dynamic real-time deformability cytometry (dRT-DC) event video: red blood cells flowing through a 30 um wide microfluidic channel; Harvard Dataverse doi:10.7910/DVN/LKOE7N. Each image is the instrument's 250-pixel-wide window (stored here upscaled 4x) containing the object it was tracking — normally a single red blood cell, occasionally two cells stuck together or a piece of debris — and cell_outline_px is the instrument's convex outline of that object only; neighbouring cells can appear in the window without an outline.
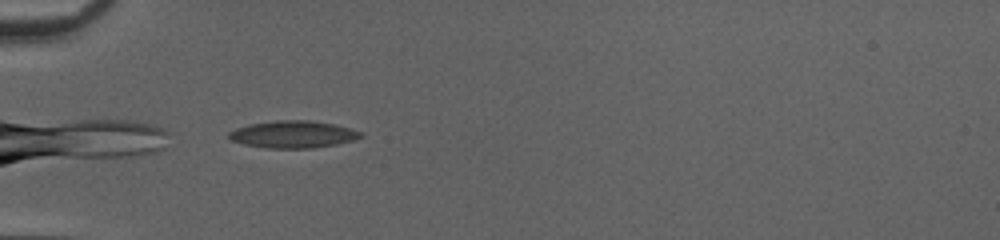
{"species": "common noctule bat (a hibernating species)", "species_latin": "Nyctalus noctula", "temperature_condition": "cold", "stored_images_in_passage": 35, "camera_frame_rate_fps": 3000, "um_per_image_px": 0.085, "animal": {"sex": "female", "body_mass_g": 20.0, "forearm_length_mm": 54.0}, "frame": {"image": 1, "passage_image": 1, "time_ms": 0.0, "image_size_px": [1000, 240], "cell_outline_px": [[364, 136], [352, 140], [336, 144], [312, 148], [264, 148], [244, 144], [232, 140], [228, 136], [228, 132], [236, 128], [248, 124], [276, 120], [308, 120], [336, 124], [364, 132]], "centroid_in_image_um": [24.92, 11.41], "position_along_channel_um": 60.1, "area_um2": 20.98}}
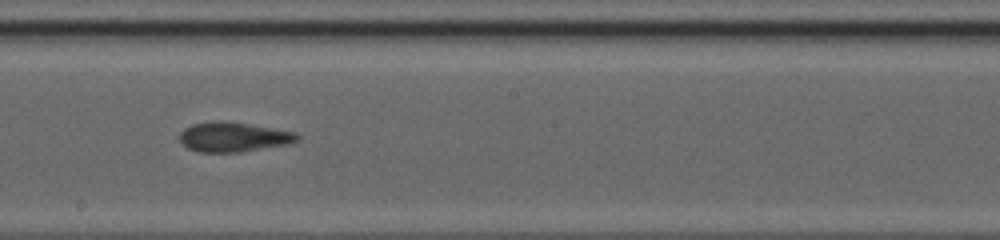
{"frame": {"image": 2, "passage_image": 14, "time_ms": 4.333, "image_size_px": [1000, 240], "cell_outline_px": [[300, 140], [288, 144], [240, 152], [200, 152], [188, 148], [180, 140], [180, 132], [184, 128], [192, 124], [212, 120], [224, 120], [296, 132], [300, 136]], "centroid_in_image_um": [19.84, 11.63], "position_along_channel_um": 228.4, "area_um2": 20.4}}
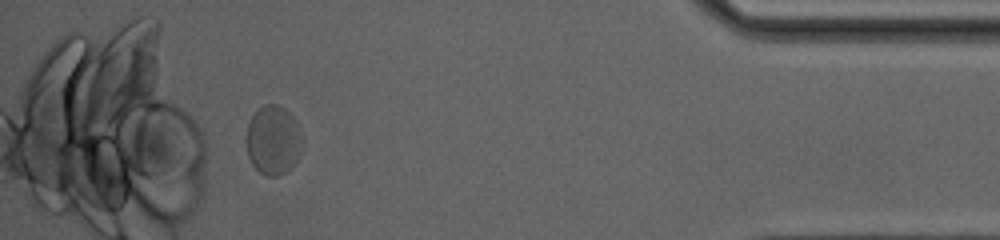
{"frame": {"image": 3, "passage_image": 31, "time_ms": 10.0, "image_size_px": [1000, 240], "cell_outline_px": [[300, 152], [296, 160], [280, 176], [264, 176], [252, 164], [248, 156], [244, 140], [248, 124], [252, 116], [264, 104], [276, 104], [284, 108], [292, 116], [296, 124], [300, 140]], "centroid_in_image_um": [23.15, 11.92], "position_along_channel_um": 412.1, "area_um2": 22.2}, "authors_computed_cell_mechanics": {"area_um2": 20.6346, "velocity_mm_per_s": 4.068, "shape_relaxation_time_tau1_ms": null, "shape_relaxation_time_tau2_ms": 0.9306, "deformation_change_tau1": null, "deformation_change_tau2": 0.0481}}